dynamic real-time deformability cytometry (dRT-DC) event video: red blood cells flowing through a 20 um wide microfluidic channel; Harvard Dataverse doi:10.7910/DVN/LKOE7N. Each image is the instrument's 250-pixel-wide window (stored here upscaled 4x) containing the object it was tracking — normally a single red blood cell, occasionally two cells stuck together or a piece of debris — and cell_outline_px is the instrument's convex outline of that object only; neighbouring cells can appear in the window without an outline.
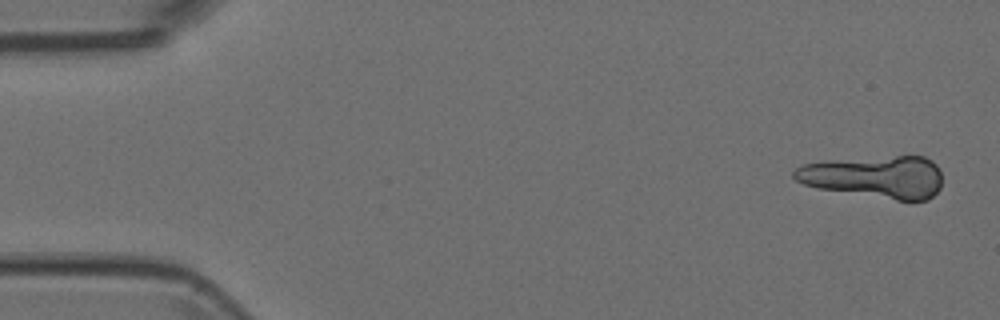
{"species": "Egyptian fruit bat (a non-hibernating species)", "species_latin": "Rousettus aegyptiacus", "temperature_condition": "room temperature", "stored_images_in_passage": 5, "camera_frame_rate_fps": 3000, "um_per_image_px": 0.085, "animal": {"sex": "female"}, "frame": {"image": 1, "passage_image": 1, "time_ms": 0.0, "image_size_px": [1000, 320], "cell_outline_px": [[940, 188], [928, 200], [896, 200], [820, 188], [804, 184], [796, 180], [792, 176], [792, 172], [796, 168], [804, 164], [832, 160], [896, 156], [924, 156], [932, 160], [936, 164], [940, 172]], "centroid_in_image_um": [74.38, 15.03], "position_along_channel_um": 10.6, "area_um2": 36.18}}